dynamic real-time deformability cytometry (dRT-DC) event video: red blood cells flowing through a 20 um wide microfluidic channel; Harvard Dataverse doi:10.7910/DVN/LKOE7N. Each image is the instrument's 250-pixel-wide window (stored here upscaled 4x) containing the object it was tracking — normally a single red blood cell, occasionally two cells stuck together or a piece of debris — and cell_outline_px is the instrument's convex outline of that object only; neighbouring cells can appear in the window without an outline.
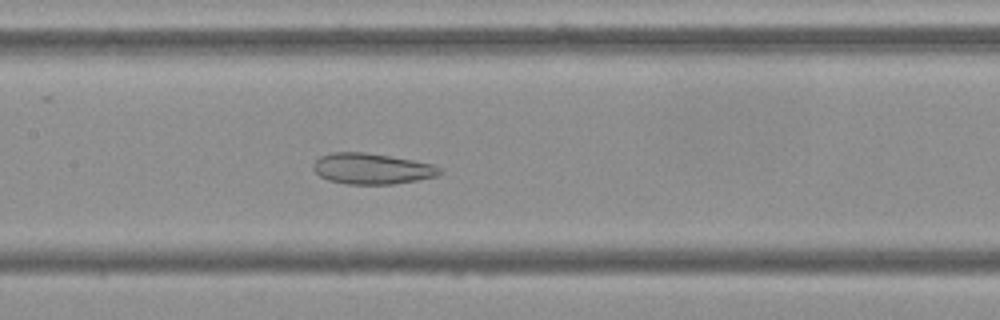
{"species": "Egyptian fruit bat (a non-hibernating species)", "species_latin": "Rousettus aegyptiacus", "temperature_condition": "cold", "stored_images_in_passage": 54, "camera_frame_rate_fps": 3000, "um_per_image_px": 0.085, "frame": {"image": 1, "passage_image": 25, "time_ms": 8.0, "image_size_px": [1000, 320], "cell_outline_px": [[444, 172], [436, 176], [416, 180], [392, 184], [348, 184], [328, 180], [320, 176], [312, 168], [312, 164], [320, 156], [332, 152], [364, 152], [412, 160], [432, 164], [440, 168]], "centroid_in_image_um": [31.58, 14.34], "position_along_channel_um": 175.8, "area_um2": 22.6}}
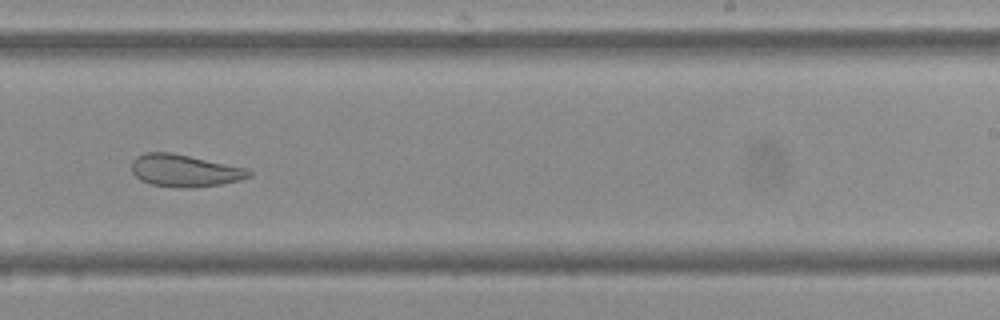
{"frame": {"image": 2, "passage_image": 33, "time_ms": 10.667, "image_size_px": [1000, 320], "cell_outline_px": [[252, 176], [240, 180], [220, 184], [184, 188], [152, 184], [140, 180], [132, 172], [132, 160], [136, 156], [144, 152], [172, 152], [248, 168], [252, 172]], "centroid_in_image_um": [15.7, 14.48], "position_along_channel_um": 273.3, "area_um2": 22.08}}
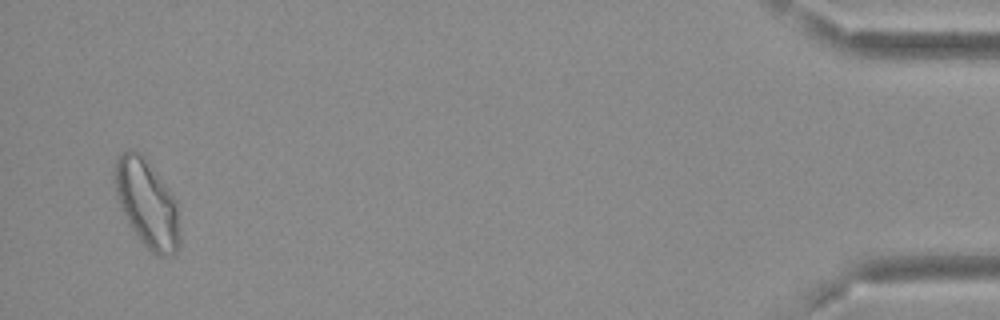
{"frame": {"image": 3, "passage_image": 52, "time_ms": 17.0, "image_size_px": [1000, 320], "cell_outline_px": [[180, 244], [176, 252], [172, 256], [156, 256], [140, 240], [120, 208], [116, 196], [112, 176], [116, 160], [128, 148], [132, 148], [140, 152], [148, 160], [168, 188], [176, 200], [180, 236]], "centroid_in_image_um": [12.48, 17.27], "position_along_channel_um": 422.7, "area_um2": 33.52}, "authors_computed_cell_mechanics": {"area_um2": 27.8018, "velocity_mm_per_s": 3.6707, "shape_relaxation_time_tau1_ms": null, "shape_relaxation_time_tau2_ms": 2.2979, "deformation_change_tau1": null, "deformation_change_tau2": 0.1032}}